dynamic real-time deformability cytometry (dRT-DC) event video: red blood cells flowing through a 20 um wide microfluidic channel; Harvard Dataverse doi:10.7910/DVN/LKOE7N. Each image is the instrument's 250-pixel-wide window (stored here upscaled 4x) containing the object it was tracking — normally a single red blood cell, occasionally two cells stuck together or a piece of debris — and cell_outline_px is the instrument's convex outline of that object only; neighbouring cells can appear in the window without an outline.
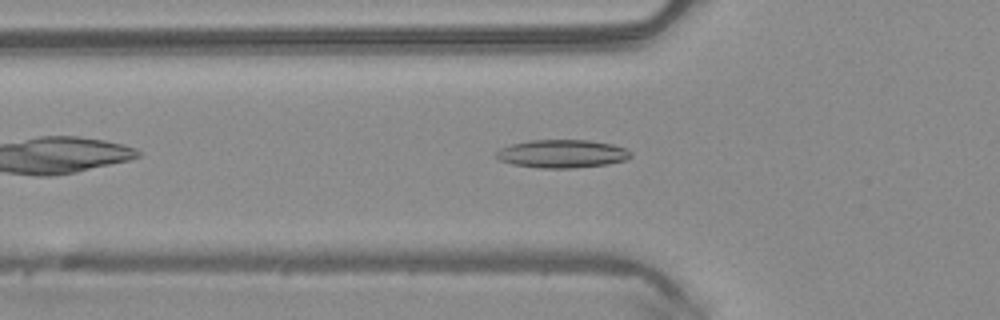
{"species": "common noctule bat (a hibernating species)", "species_latin": "Nyctalus noctula", "temperature_condition": "warm", "stored_images_in_passage": 10, "camera_frame_rate_fps": 3000, "um_per_image_px": 0.085, "animal": {"sex": "male", "body_mass_g": 20.4}, "frame": {"image": 1, "passage_image": 6, "time_ms": 1.667, "image_size_px": [1000, 320], "cell_outline_px": [[632, 156], [624, 160], [608, 164], [572, 168], [540, 168], [512, 164], [500, 160], [496, 156], [496, 152], [500, 148], [512, 144], [532, 140], [588, 140], [612, 144], [624, 148], [632, 152]], "centroid_in_image_um": [47.78, 13.07], "position_along_channel_um": 78.0, "area_um2": 21.96}}
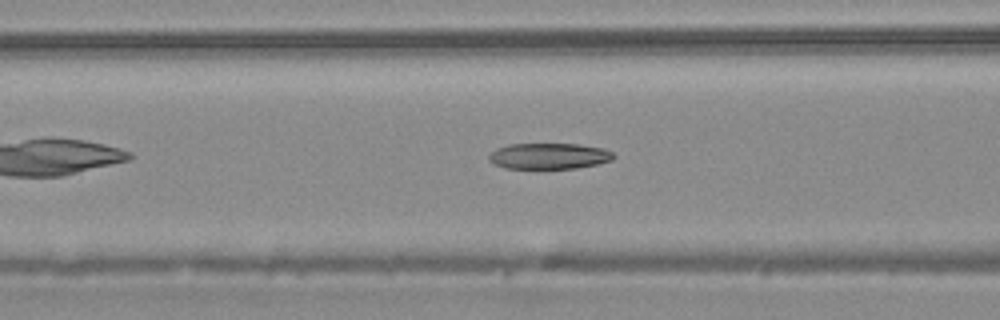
{"frame": {"image": 2, "passage_image": 9, "time_ms": 2.667, "image_size_px": [1000, 320], "cell_outline_px": [[616, 156], [612, 160], [596, 164], [576, 168], [504, 168], [488, 160], [488, 156], [496, 148], [508, 144], [576, 144], [604, 148], [612, 152]], "centroid_in_image_um": [46.67, 13.26], "position_along_channel_um": 119.9, "area_um2": 18.79}}